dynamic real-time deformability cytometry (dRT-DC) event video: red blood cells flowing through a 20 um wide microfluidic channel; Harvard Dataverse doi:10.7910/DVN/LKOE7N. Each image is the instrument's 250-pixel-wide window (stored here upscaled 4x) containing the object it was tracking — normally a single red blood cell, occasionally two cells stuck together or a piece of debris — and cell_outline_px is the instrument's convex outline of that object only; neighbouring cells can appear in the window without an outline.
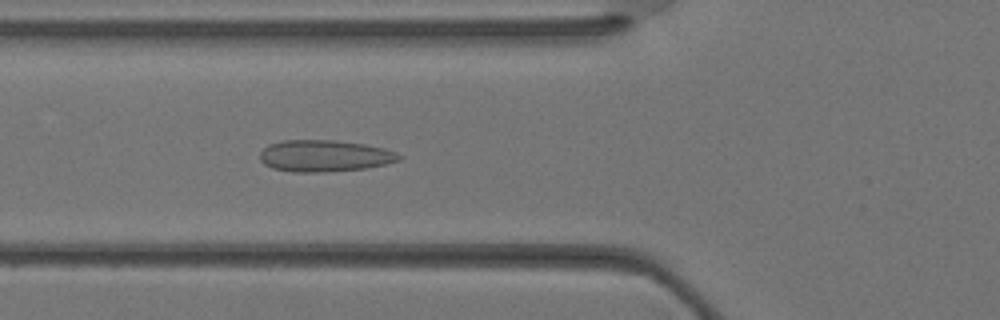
{"species": "Egyptian fruit bat (a non-hibernating species)", "species_latin": "Rousettus aegyptiacus", "temperature_condition": "warm", "stored_images_in_passage": 33, "camera_frame_rate_fps": 3000, "um_per_image_px": 0.085, "animal": {"sex": "female"}, "frame": {"image": 1, "passage_image": 10, "time_ms": 3.0, "image_size_px": [1000, 320], "cell_outline_px": [[404, 156], [400, 160], [384, 164], [364, 168], [324, 172], [292, 172], [272, 168], [264, 164], [260, 160], [260, 152], [268, 144], [284, 140], [332, 140], [364, 144], [384, 148], [396, 152]], "centroid_in_image_um": [27.57, 13.25], "position_along_channel_um": 98.2, "area_um2": 25.66}}
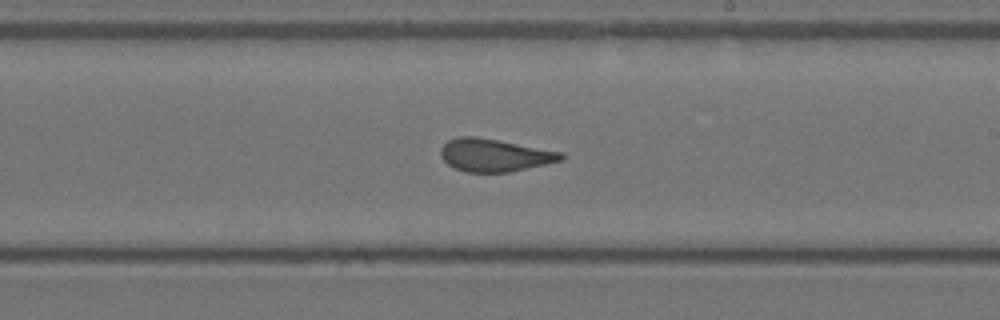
{"frame": {"image": 2, "passage_image": 18, "time_ms": 5.667, "image_size_px": [1000, 320], "cell_outline_px": [[564, 160], [508, 172], [464, 172], [448, 164], [440, 156], [440, 148], [448, 140], [460, 136], [476, 136], [564, 152]], "centroid_in_image_um": [42.03, 13.18], "position_along_channel_um": 247.0, "area_um2": 22.95}}
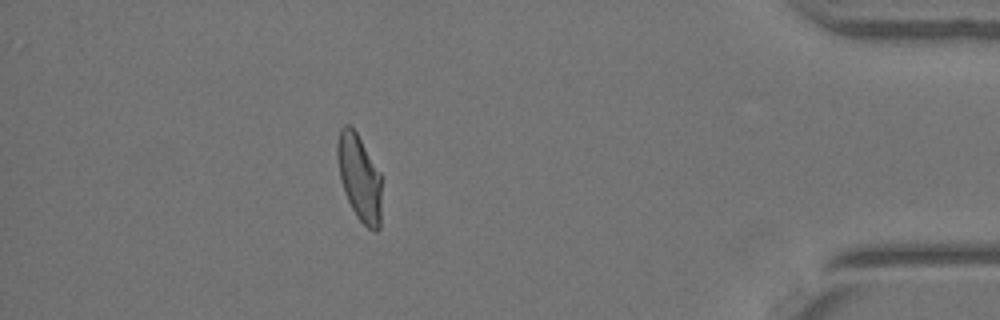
{"frame": {"image": 3, "passage_image": 29, "time_ms": 9.333, "image_size_px": [1000, 320], "cell_outline_px": [[380, 228], [376, 232], [372, 232], [356, 216], [344, 192], [340, 180], [336, 156], [336, 144], [340, 128], [344, 124], [348, 124], [356, 132], [380, 172]], "centroid_in_image_um": [30.52, 15.09], "position_along_channel_um": 404.7, "area_um2": 22.25}}